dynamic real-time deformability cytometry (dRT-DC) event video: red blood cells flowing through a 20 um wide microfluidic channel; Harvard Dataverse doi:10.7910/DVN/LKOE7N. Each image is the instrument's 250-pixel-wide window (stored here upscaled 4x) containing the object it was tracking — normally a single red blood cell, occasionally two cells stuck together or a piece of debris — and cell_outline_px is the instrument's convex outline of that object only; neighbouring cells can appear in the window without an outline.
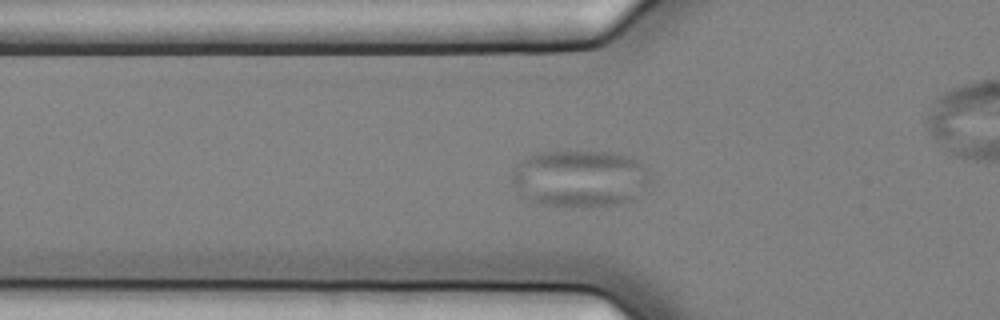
{"species": "common noctule bat (a hibernating species)", "species_latin": "Nyctalus noctula", "temperature_condition": "cold", "stored_images_in_passage": 60, "camera_frame_rate_fps": 3000, "um_per_image_px": 0.085, "animal": {"sex": "female", "body_mass_g": 25.1}, "frame": {"image": 1, "passage_image": 22, "time_ms": 7.0, "image_size_px": [1000, 320], "cell_outline_px": [[652, 176], [636, 200], [624, 204], [572, 208], [560, 208], [540, 204], [532, 200], [512, 180], [512, 168], [516, 164], [540, 152], [612, 152], [632, 156]], "centroid_in_image_um": [49.37, 15.2], "position_along_channel_um": 76.4, "area_um2": 46.07}}
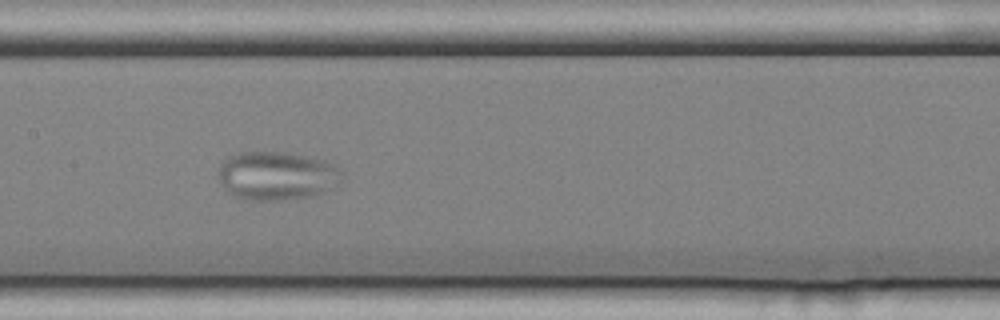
{"frame": {"image": 2, "passage_image": 31, "time_ms": 10.0, "image_size_px": [1000, 320], "cell_outline_px": [[344, 176], [340, 180], [324, 192], [312, 196], [280, 200], [252, 200], [232, 196], [220, 184], [220, 164], [228, 156], [236, 152], [280, 152], [304, 156], [324, 160], [336, 164], [344, 172]], "centroid_in_image_um": [23.53, 14.94], "position_along_channel_um": 183.9, "area_um2": 35.03}}
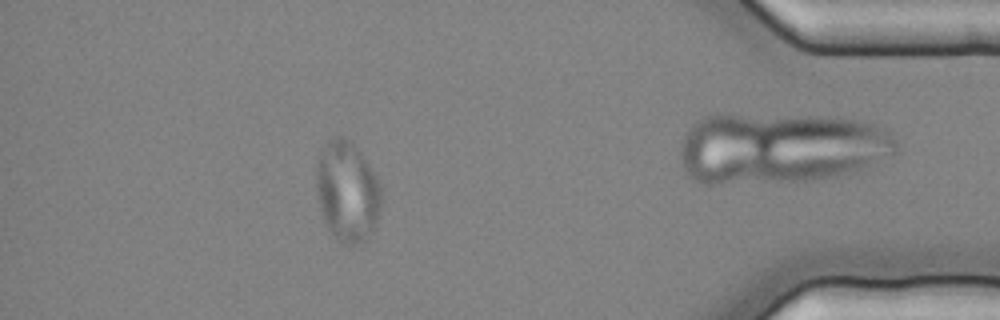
{"frame": {"image": 3, "passage_image": 53, "time_ms": 17.333, "image_size_px": [1000, 320], "cell_outline_px": [[380, 208], [376, 224], [372, 232], [352, 248], [344, 244], [328, 228], [324, 220], [320, 208], [316, 192], [316, 164], [320, 152], [328, 140], [336, 136], [340, 136], [352, 140], [376, 176], [380, 184]], "centroid_in_image_um": [29.5, 16.25], "position_along_channel_um": 405.7, "area_um2": 37.97}}